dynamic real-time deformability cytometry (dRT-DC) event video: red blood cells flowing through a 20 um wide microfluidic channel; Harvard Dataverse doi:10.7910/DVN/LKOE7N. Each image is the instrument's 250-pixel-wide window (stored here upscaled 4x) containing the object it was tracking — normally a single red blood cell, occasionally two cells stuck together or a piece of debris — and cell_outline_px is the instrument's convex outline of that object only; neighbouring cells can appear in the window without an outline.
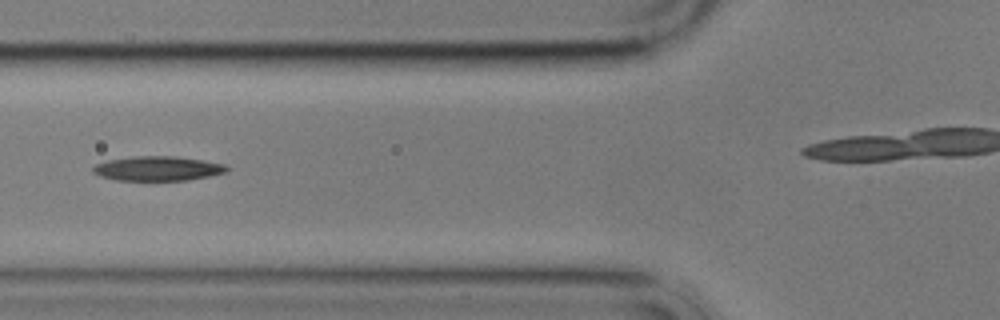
{"species": "common noctule bat (a hibernating species)", "species_latin": "Nyctalus noctula", "temperature_condition": "cold", "stored_images_in_passage": 18, "camera_frame_rate_fps": 3000, "um_per_image_px": 0.085, "animal": {"sex": "male", "body_mass_g": 17.9}, "frame": {"image": 1, "passage_image": 7, "time_ms": 8.333, "image_size_px": [1000, 320], "cell_outline_px": [[228, 172], [188, 180], [116, 180], [100, 176], [92, 172], [92, 168], [96, 164], [108, 160], [132, 156], [172, 156], [204, 160], [228, 164]], "centroid_in_image_um": [13.43, 14.32], "position_along_channel_um": 112.4, "area_um2": 19.19}}
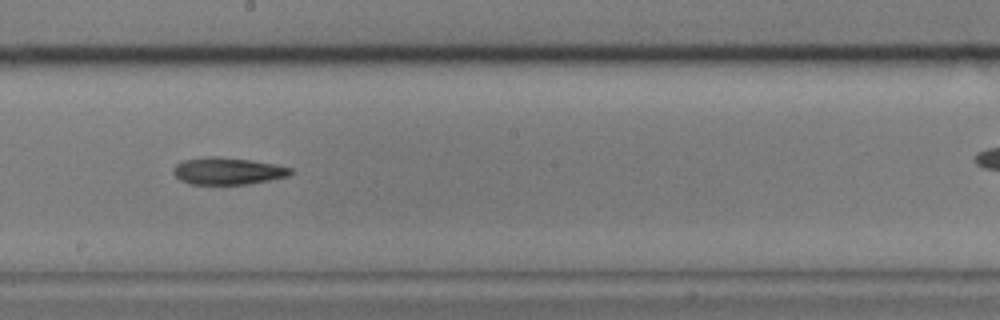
{"frame": {"image": 2, "passage_image": 10, "time_ms": 11.667, "image_size_px": [1000, 320], "cell_outline_px": [[296, 172], [288, 176], [272, 180], [248, 184], [192, 184], [180, 180], [172, 172], [172, 168], [176, 164], [184, 160], [208, 156], [216, 156], [252, 160], [276, 164], [292, 168]], "centroid_in_image_um": [19.4, 14.53], "position_along_channel_um": 228.8, "area_um2": 18.73}}
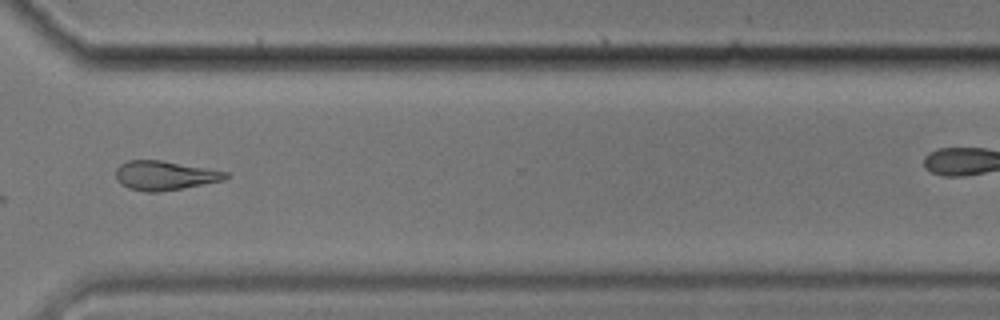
{"frame": {"image": 3, "passage_image": 13, "time_ms": 15.333, "image_size_px": [1000, 320], "cell_outline_px": [[228, 176], [224, 180], [184, 188], [160, 192], [144, 192], [128, 188], [120, 184], [116, 180], [116, 168], [120, 164], [128, 160], [160, 160], [208, 168], [228, 172]], "centroid_in_image_um": [13.97, 14.92], "position_along_channel_um": 356.6, "area_um2": 18.84}}